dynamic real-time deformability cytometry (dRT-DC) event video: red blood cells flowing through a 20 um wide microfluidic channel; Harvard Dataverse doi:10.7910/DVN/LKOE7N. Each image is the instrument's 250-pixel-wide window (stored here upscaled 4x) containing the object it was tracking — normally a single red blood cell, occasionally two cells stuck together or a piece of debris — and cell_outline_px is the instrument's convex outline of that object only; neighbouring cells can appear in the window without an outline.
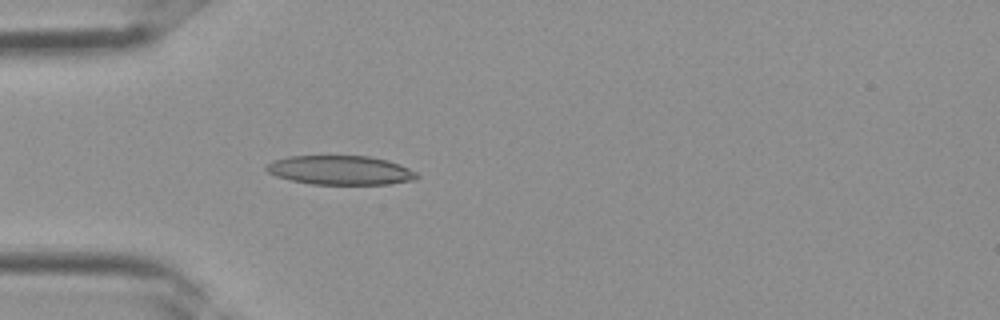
{"species": "Egyptian fruit bat (a non-hibernating species)", "species_latin": "Rousettus aegyptiacus", "temperature_condition": "room temperature", "stored_images_in_passage": 2, "camera_frame_rate_fps": 3000, "um_per_image_px": 0.085, "frame": {"image": 1, "passage_image": 2, "time_ms": 0.333, "image_size_px": [1000, 320], "cell_outline_px": [[420, 176], [416, 180], [388, 184], [312, 184], [292, 180], [276, 176], [268, 172], [264, 168], [264, 164], [272, 160], [288, 156], [368, 156], [388, 160], [400, 164], [416, 172]], "centroid_in_image_um": [28.92, 14.46], "position_along_channel_um": 56.1, "area_um2": 25.72}}